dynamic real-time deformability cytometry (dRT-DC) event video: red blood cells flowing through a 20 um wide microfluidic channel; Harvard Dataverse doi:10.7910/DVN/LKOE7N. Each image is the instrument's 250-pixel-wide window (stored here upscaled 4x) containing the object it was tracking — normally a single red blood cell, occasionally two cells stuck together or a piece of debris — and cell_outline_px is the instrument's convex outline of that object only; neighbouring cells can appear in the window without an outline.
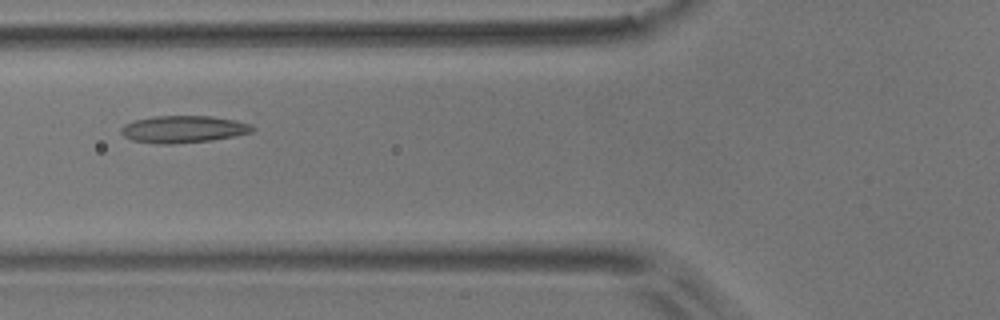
{"species": "common noctule bat (a hibernating species)", "species_latin": "Nyctalus noctula", "temperature_condition": "room temperature", "stored_images_in_passage": 8, "camera_frame_rate_fps": 3000, "um_per_image_px": 0.085, "animal": {"sex": "male", "body_mass_g": 17.9}, "frame": {"image": 1, "passage_image": 5, "time_ms": 1.333, "image_size_px": [1000, 320], "cell_outline_px": [[256, 128], [252, 132], [236, 136], [212, 140], [172, 144], [160, 144], [132, 140], [124, 136], [120, 132], [120, 128], [124, 124], [136, 120], [152, 116], [212, 116], [236, 120], [252, 124]], "centroid_in_image_um": [15.61, 10.98], "position_along_channel_um": 110.2, "area_um2": 20.92}}
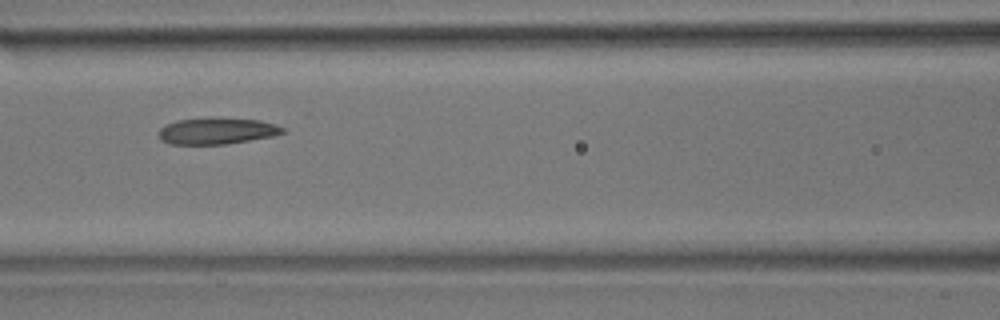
{"frame": {"image": 2, "passage_image": 6, "time_ms": 1.667, "image_size_px": [1000, 320], "cell_outline_px": [[284, 132], [272, 136], [228, 144], [168, 144], [160, 140], [160, 128], [176, 120], [216, 116], [260, 120], [276, 124], [284, 128]], "centroid_in_image_um": [18.44, 11.11], "position_along_channel_um": 148.2, "area_um2": 19.42}}
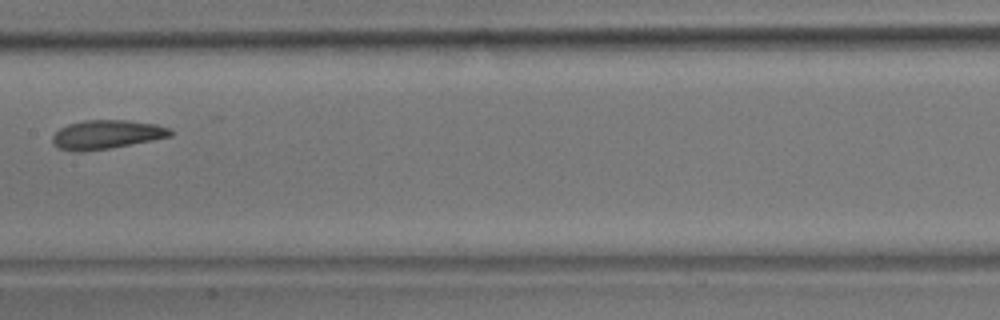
{"frame": {"image": 3, "passage_image": 7, "time_ms": 2.0, "image_size_px": [1000, 320], "cell_outline_px": [[176, 132], [172, 136], [112, 148], [84, 152], [72, 152], [60, 148], [52, 144], [52, 136], [60, 128], [68, 124], [84, 120], [128, 120], [156, 124], [168, 128]], "centroid_in_image_um": [9.06, 11.44], "position_along_channel_um": 198.3, "area_um2": 20.11}}